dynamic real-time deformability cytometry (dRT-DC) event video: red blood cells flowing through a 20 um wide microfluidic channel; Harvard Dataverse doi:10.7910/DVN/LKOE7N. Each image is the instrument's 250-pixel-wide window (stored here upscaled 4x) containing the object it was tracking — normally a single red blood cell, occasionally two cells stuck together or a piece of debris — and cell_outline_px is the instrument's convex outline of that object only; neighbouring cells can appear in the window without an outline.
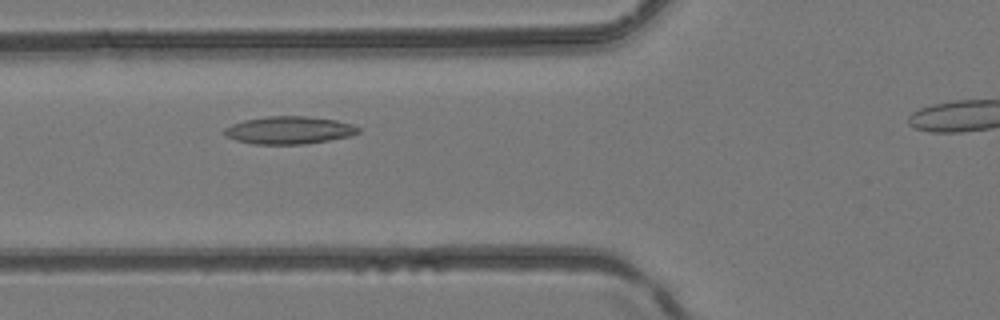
{"species": "common noctule bat (a hibernating species)", "species_latin": "Nyctalus noctula", "temperature_condition": "room temperature", "stored_images_in_passage": 4, "camera_frame_rate_fps": 3000, "um_per_image_px": 0.085, "animal": {"sex": "female", "body_mass_g": 24.6, "forearm_length_mm": 56.2}, "frame": {"image": 1, "passage_image": 3, "time_ms": 0.667, "image_size_px": [1000, 320], "cell_outline_px": [[360, 132], [352, 136], [304, 144], [252, 144], [236, 140], [228, 136], [224, 132], [224, 128], [232, 124], [244, 120], [268, 116], [308, 116], [336, 120], [352, 124], [360, 128]], "centroid_in_image_um": [24.6, 11.06], "position_along_channel_um": 101.2, "area_um2": 21.56}}
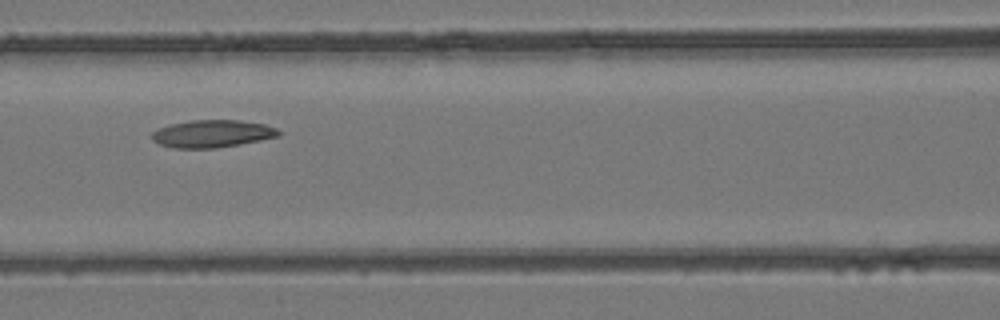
{"frame": {"image": 2, "passage_image": 4, "time_ms": 1.0, "image_size_px": [1000, 320], "cell_outline_px": [[280, 136], [240, 144], [216, 148], [172, 148], [160, 144], [152, 140], [152, 132], [168, 124], [192, 120], [240, 120], [264, 124], [276, 128], [280, 132]], "centroid_in_image_um": [18.03, 11.36], "position_along_channel_um": 148.6, "area_um2": 20.29}}